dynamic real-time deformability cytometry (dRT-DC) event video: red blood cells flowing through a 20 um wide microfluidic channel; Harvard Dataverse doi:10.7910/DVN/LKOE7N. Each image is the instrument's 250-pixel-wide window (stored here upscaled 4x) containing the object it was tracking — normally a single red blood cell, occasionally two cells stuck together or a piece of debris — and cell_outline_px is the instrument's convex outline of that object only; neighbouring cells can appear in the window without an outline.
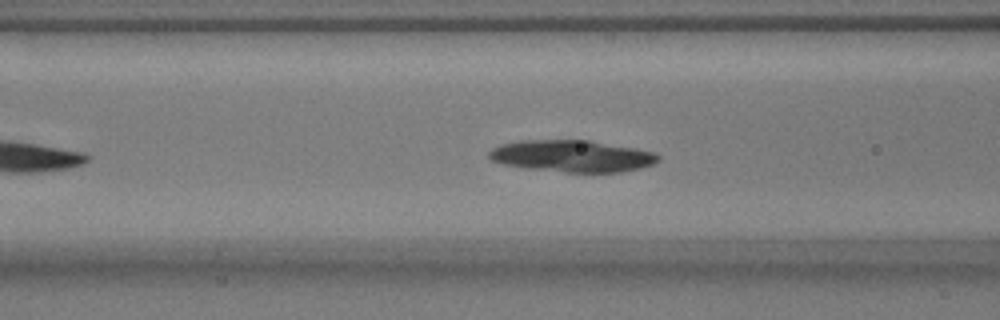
{"species": "common noctule bat (a hibernating species)", "species_latin": "Nyctalus noctula", "temperature_condition": "warm", "stored_images_in_passage": 37, "camera_frame_rate_fps": 3000, "um_per_image_px": 0.085, "animal": {"sex": "male", "body_mass_g": 17.9}, "frame": {"image": 1, "passage_image": 12, "time_ms": 3.667, "image_size_px": [1000, 320], "cell_outline_px": [[660, 160], [652, 164], [640, 168], [620, 172], [564, 172], [524, 168], [500, 164], [492, 160], [488, 156], [488, 152], [492, 148], [504, 144], [520, 140], [588, 140], [656, 152], [660, 156]], "centroid_in_image_um": [48.61, 13.27], "position_along_channel_um": 118.0, "area_um2": 31.39}}
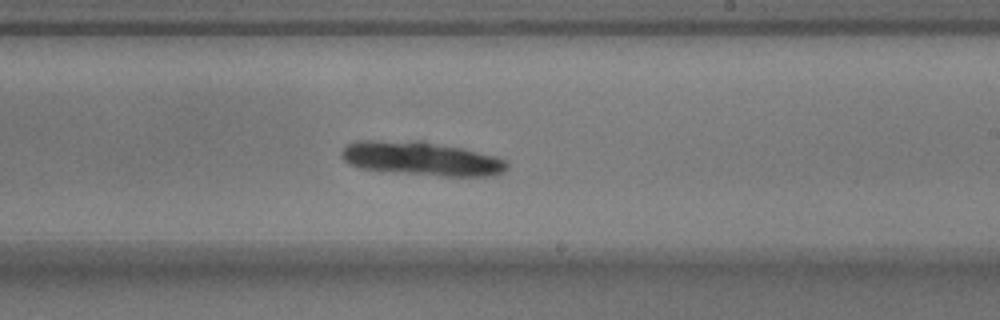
{"frame": {"image": 2, "passage_image": 23, "time_ms": 7.333, "image_size_px": [1000, 320], "cell_outline_px": [[508, 168], [504, 172], [496, 176], [440, 176], [360, 168], [348, 164], [340, 156], [340, 152], [348, 144], [356, 140], [424, 140], [496, 156], [504, 160], [508, 164]], "centroid_in_image_um": [35.82, 13.47], "position_along_channel_um": 253.2, "area_um2": 32.89}}
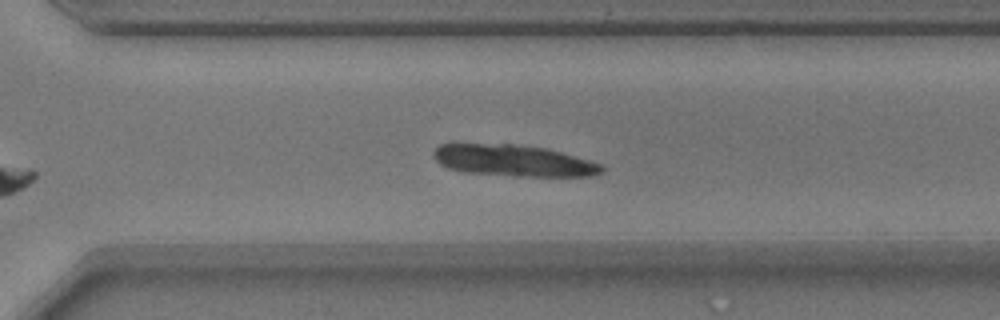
{"frame": {"image": 3, "passage_image": 29, "time_ms": 9.333, "image_size_px": [1000, 320], "cell_outline_px": [[604, 172], [592, 176], [512, 176], [464, 172], [448, 168], [440, 164], [432, 156], [432, 152], [440, 144], [512, 144], [544, 148], [560, 152], [588, 160], [600, 164], [604, 168]], "centroid_in_image_um": [43.62, 13.66], "position_along_channel_um": 327.0, "area_um2": 30.69}}